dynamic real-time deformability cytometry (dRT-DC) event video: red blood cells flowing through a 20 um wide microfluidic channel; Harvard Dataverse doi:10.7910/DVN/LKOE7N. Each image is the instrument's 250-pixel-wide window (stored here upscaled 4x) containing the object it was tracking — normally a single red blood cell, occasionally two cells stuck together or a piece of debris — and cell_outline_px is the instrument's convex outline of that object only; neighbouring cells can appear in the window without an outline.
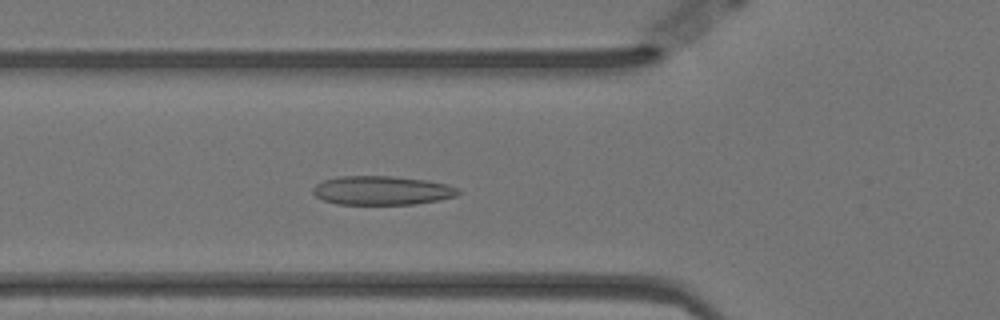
{"species": "Egyptian fruit bat (a non-hibernating species)", "species_latin": "Rousettus aegyptiacus", "temperature_condition": "warm", "stored_images_in_passage": 57, "camera_frame_rate_fps": 3000, "um_per_image_px": 0.085, "animal": {"sex": "female"}, "frame": {"image": 1, "passage_image": 20, "time_ms": 6.333, "image_size_px": [1000, 320], "cell_outline_px": [[460, 192], [456, 196], [440, 200], [416, 204], [336, 204], [324, 200], [316, 196], [312, 192], [312, 188], [316, 184], [324, 180], [340, 176], [392, 176], [424, 180], [448, 184], [456, 188]], "centroid_in_image_um": [32.45, 16.19], "position_along_channel_um": 93.3, "area_um2": 24.45}}
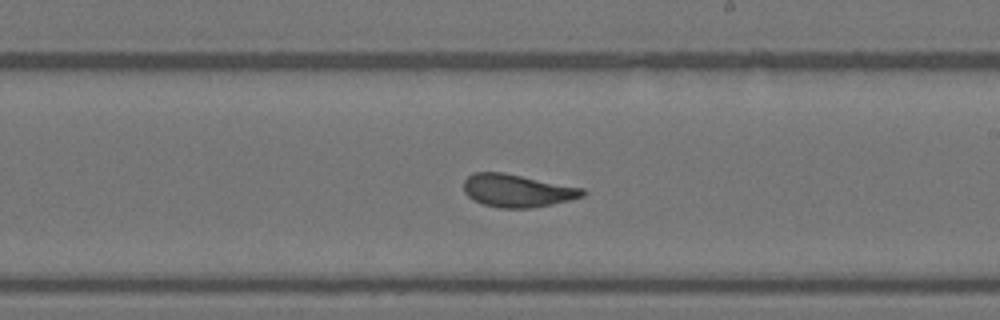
{"frame": {"image": 2, "passage_image": 33, "time_ms": 10.667, "image_size_px": [1000, 320], "cell_outline_px": [[588, 192], [584, 196], [552, 204], [532, 208], [500, 208], [484, 204], [468, 196], [464, 192], [464, 180], [472, 172], [504, 172], [584, 188]], "centroid_in_image_um": [43.98, 16.19], "position_along_channel_um": 245.0, "area_um2": 22.77}}
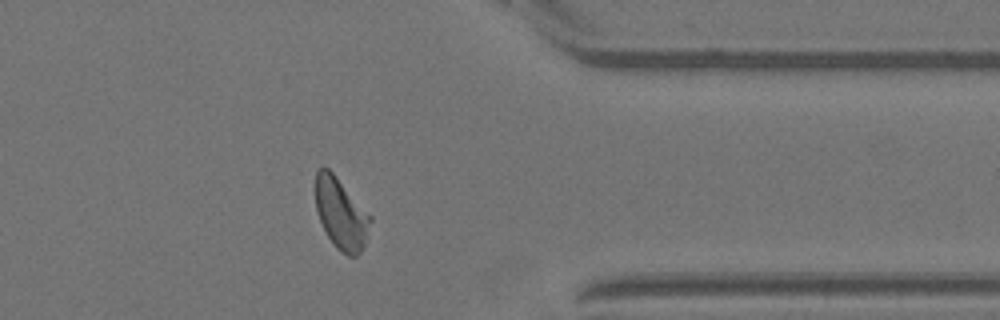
{"frame": {"image": 3, "passage_image": 46, "time_ms": 15.0, "image_size_px": [1000, 320], "cell_outline_px": [[372, 220], [364, 248], [356, 256], [348, 256], [340, 252], [336, 248], [328, 236], [320, 220], [316, 208], [316, 172], [320, 168], [328, 168], [332, 172], [372, 216]], "centroid_in_image_um": [29.01, 18.2], "position_along_channel_um": 382.4, "area_um2": 22.54}, "authors_computed_cell_mechanics": {"area_um2": 23.0622, "velocity_mm_per_s": 3.4985, "shape_relaxation_time_tau1_ms": 11.0232, "shape_relaxation_time_tau2_ms": 1.2022, "deformation_change_tau1": 0.2598, "deformation_change_tau2": 0.073}}